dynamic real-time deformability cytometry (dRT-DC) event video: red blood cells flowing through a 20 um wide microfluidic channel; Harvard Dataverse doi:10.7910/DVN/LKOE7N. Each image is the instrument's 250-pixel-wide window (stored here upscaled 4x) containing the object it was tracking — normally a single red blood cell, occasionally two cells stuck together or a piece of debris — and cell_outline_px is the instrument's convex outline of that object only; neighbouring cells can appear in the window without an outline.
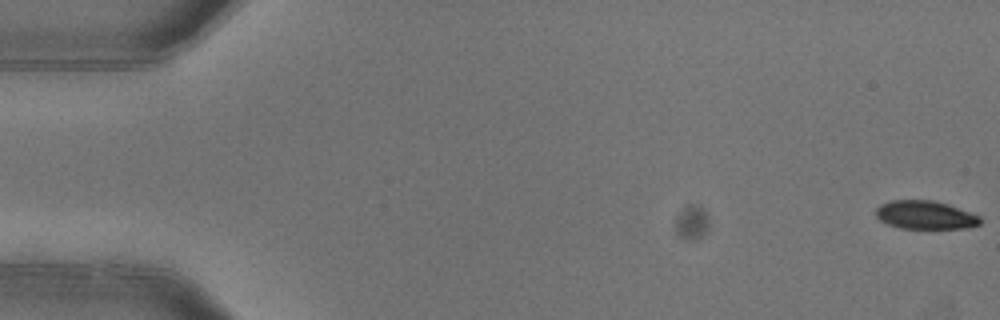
{"species": "common noctule bat (a hibernating species)", "species_latin": "Nyctalus noctula", "temperature_condition": "warm", "stored_images_in_passage": 5, "camera_frame_rate_fps": 3000, "um_per_image_px": 0.085, "animal": {"sex": "female"}, "frame": {"image": 1, "passage_image": 1, "time_ms": 0.0, "image_size_px": [1000, 320], "cell_outline_px": [[980, 224], [968, 228], [900, 228], [888, 224], [880, 220], [876, 216], [876, 208], [880, 204], [892, 200], [932, 200], [948, 204], [980, 216]], "centroid_in_image_um": [78.63, 18.27], "position_along_channel_um": 6.4, "area_um2": 17.17}}
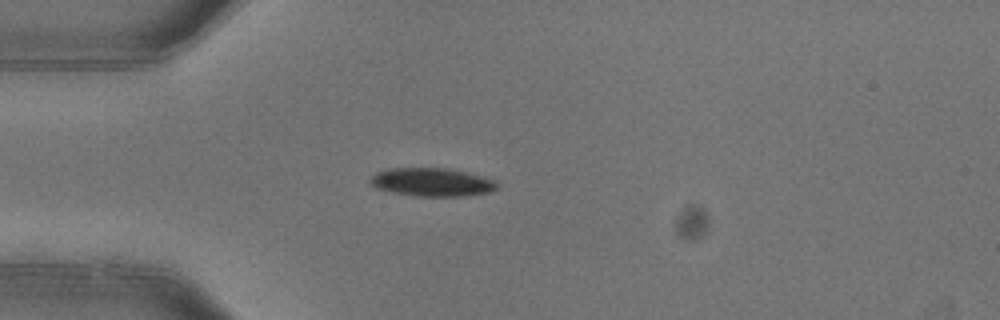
{"frame": {"image": 2, "passage_image": 5, "time_ms": 1.333, "image_size_px": [1000, 320], "cell_outline_px": [[496, 188], [492, 192], [460, 196], [416, 196], [392, 192], [376, 188], [368, 184], [368, 180], [376, 172], [388, 168], [448, 168], [496, 180]], "centroid_in_image_um": [36.65, 15.48], "position_along_channel_um": 48.3, "area_um2": 20.92}}